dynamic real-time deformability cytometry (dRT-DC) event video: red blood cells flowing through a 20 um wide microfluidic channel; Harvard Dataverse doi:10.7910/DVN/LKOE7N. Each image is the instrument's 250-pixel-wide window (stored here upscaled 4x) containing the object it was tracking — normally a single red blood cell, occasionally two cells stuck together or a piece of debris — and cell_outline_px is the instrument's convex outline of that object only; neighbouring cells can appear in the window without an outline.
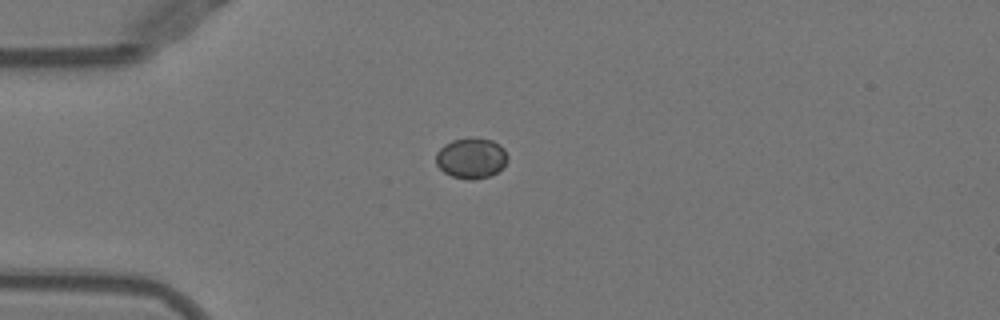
{"species": "Egyptian fruit bat (a non-hibernating species)", "species_latin": "Rousettus aegyptiacus", "temperature_condition": "warm", "stored_images_in_passage": 39, "camera_frame_rate_fps": 3000, "um_per_image_px": 0.085, "animal": {"sex": "female"}, "frame": {"image": 1, "passage_image": 1, "time_ms": 0.0, "image_size_px": [1000, 320], "cell_outline_px": [[508, 160], [496, 172], [488, 176], [472, 180], [468, 180], [452, 176], [444, 172], [436, 164], [436, 152], [444, 144], [452, 140], [492, 140], [500, 144], [504, 148], [508, 156]], "centroid_in_image_um": [40.04, 13.47], "position_along_channel_um": 45.0, "area_um2": 16.53}}
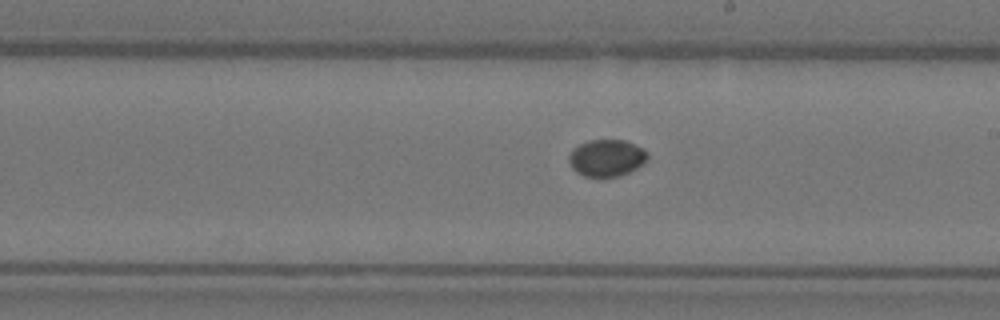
{"frame": {"image": 2, "passage_image": 17, "time_ms": 5.333, "image_size_px": [1000, 320], "cell_outline_px": [[648, 160], [636, 168], [620, 176], [584, 176], [576, 172], [572, 168], [568, 160], [568, 156], [572, 148], [588, 140], [624, 140], [648, 152]], "centroid_in_image_um": [51.53, 13.42], "position_along_channel_um": 237.5, "area_um2": 16.82}}
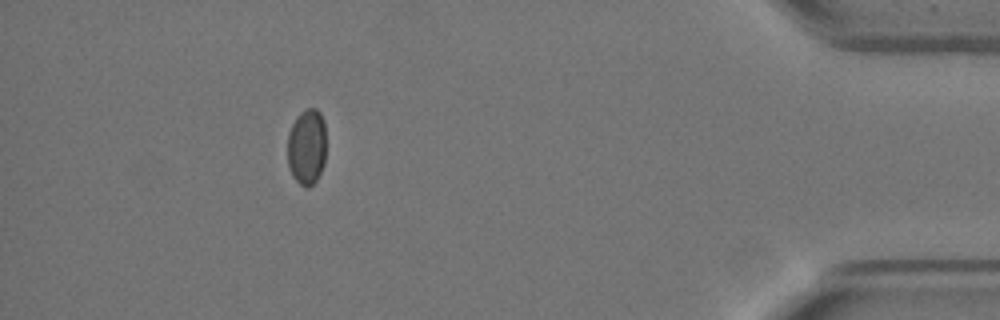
{"frame": {"image": 3, "passage_image": 34, "time_ms": 11.0, "image_size_px": [1000, 320], "cell_outline_px": [[324, 164], [316, 180], [308, 188], [304, 188], [292, 176], [288, 164], [288, 132], [296, 116], [300, 112], [308, 108], [316, 108], [320, 112], [324, 120]], "centroid_in_image_um": [26.06, 12.47], "position_along_channel_um": 409.1, "area_um2": 17.11}}